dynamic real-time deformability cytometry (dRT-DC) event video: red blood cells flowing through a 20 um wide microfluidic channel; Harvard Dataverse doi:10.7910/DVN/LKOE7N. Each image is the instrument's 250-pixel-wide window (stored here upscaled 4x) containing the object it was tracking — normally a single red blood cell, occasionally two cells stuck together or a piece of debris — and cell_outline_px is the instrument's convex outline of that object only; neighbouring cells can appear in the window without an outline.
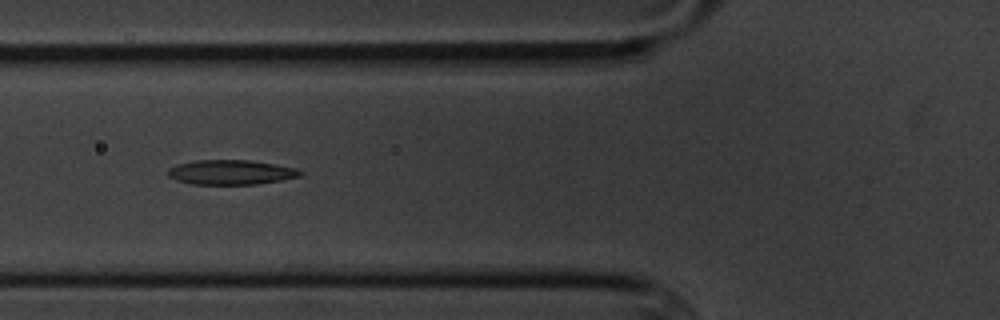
{"species": "common noctule bat (a hibernating species)", "species_latin": "Nyctalus noctula", "temperature_condition": "cold", "stored_images_in_passage": 8, "camera_frame_rate_fps": 3000, "um_per_image_px": 0.085, "animal": {"sex": "male", "body_mass_g": 20.1, "forearm_length_mm": 53.5}, "frame": {"image": 1, "passage_image": 7, "time_ms": 7.0, "image_size_px": [1000, 320], "cell_outline_px": [[300, 176], [280, 180], [256, 184], [192, 184], [176, 180], [168, 176], [168, 168], [176, 164], [196, 160], [252, 160], [276, 164], [296, 168], [300, 172]], "centroid_in_image_um": [19.58, 14.63], "position_along_channel_um": 106.2, "area_um2": 18.96}}
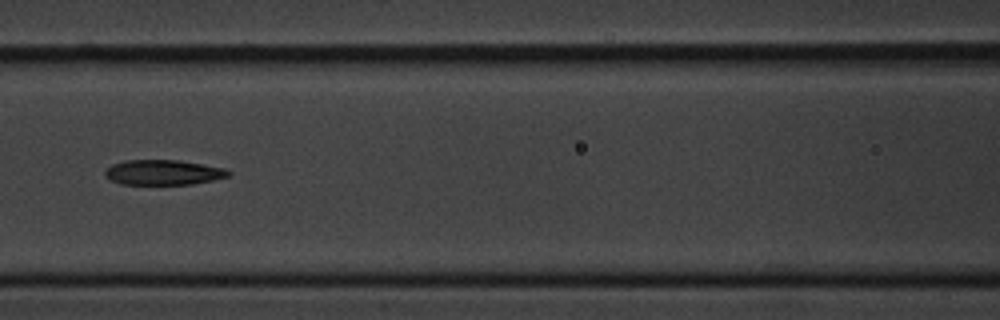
{"frame": {"image": 2, "passage_image": 8, "time_ms": 8.333, "image_size_px": [1000, 320], "cell_outline_px": [[232, 172], [228, 176], [212, 180], [192, 184], [120, 184], [104, 176], [104, 172], [112, 164], [124, 160], [176, 160], [224, 168]], "centroid_in_image_um": [13.84, 14.65], "position_along_channel_um": 152.8, "area_um2": 17.86}}